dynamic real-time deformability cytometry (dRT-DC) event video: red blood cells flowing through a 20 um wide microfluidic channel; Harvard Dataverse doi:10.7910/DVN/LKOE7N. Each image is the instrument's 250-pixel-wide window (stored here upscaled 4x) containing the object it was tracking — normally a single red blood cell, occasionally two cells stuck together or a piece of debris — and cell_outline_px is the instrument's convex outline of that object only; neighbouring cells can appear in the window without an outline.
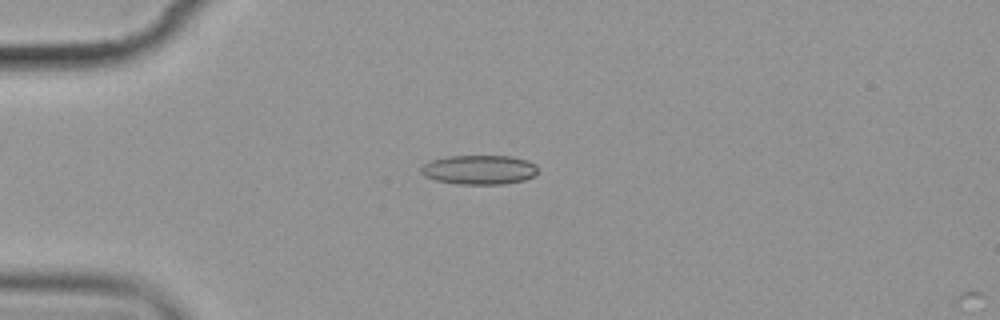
{"species": "common noctule bat (a hibernating species)", "species_latin": "Nyctalus noctula", "temperature_condition": "cold", "stored_images_in_passage": 6, "camera_frame_rate_fps": 3000, "um_per_image_px": 0.085, "animal": {"sex": "female", "body_mass_g": 19.9}, "frame": {"image": 1, "passage_image": 5, "time_ms": 4.667, "image_size_px": [1000, 320], "cell_outline_px": [[536, 172], [532, 176], [524, 180], [504, 184], [460, 184], [436, 180], [424, 176], [420, 172], [420, 168], [424, 164], [432, 160], [448, 156], [512, 156], [528, 160], [536, 164]], "centroid_in_image_um": [40.72, 14.42], "position_along_channel_um": 44.3, "area_um2": 19.94}}